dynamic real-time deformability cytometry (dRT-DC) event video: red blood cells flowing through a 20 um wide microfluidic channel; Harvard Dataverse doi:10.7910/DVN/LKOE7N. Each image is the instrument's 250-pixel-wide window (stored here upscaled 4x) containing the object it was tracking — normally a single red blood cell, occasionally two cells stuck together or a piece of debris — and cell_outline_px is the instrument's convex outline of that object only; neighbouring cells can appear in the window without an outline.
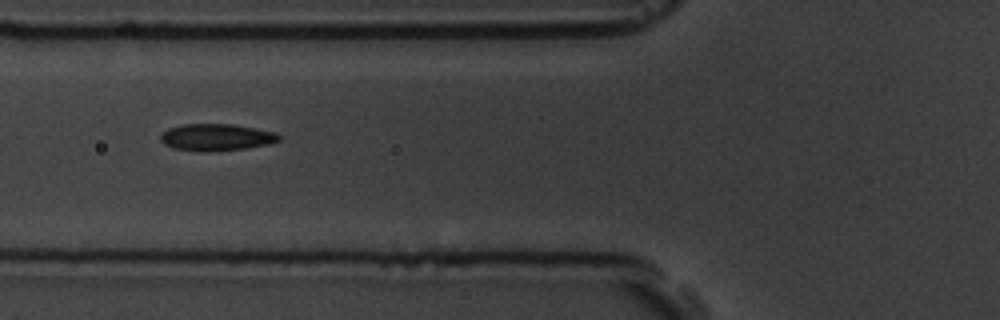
{"species": "common noctule bat (a hibernating species)", "species_latin": "Nyctalus noctula", "temperature_condition": "room temperature", "stored_images_in_passage": 15, "camera_frame_rate_fps": 3000, "um_per_image_px": 0.085, "animal": {"sex": "male", "body_mass_g": 19.5, "forearm_length_mm": 54.6}, "frame": {"image": 1, "passage_image": 5, "time_ms": 5.333, "image_size_px": [1000, 320], "cell_outline_px": [[280, 140], [268, 144], [244, 148], [208, 152], [200, 152], [172, 148], [164, 144], [160, 140], [160, 136], [168, 128], [184, 124], [232, 124], [276, 132], [280, 136]], "centroid_in_image_um": [18.36, 11.67], "position_along_channel_um": 107.4, "area_um2": 18.55}}
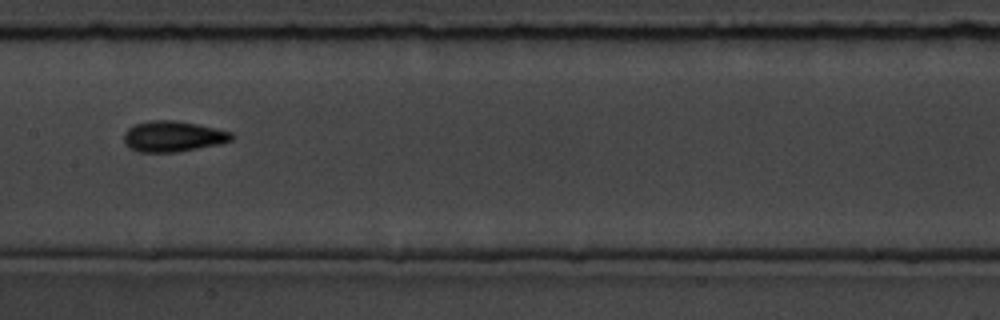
{"frame": {"image": 2, "passage_image": 7, "time_ms": 7.667, "image_size_px": [1000, 320], "cell_outline_px": [[236, 136], [232, 140], [216, 144], [176, 152], [140, 152], [128, 148], [124, 144], [124, 132], [128, 128], [136, 124], [148, 120], [176, 120], [216, 128], [232, 132]], "centroid_in_image_um": [14.67, 11.58], "position_along_channel_um": 192.7, "area_um2": 19.31}, "authors_computed_cell_mechanics": {"area_um2": 17.8602, "velocity_mm_per_s": 3.6409, "shape_relaxation_time_tau1_ms": 6.5054, "shape_relaxation_time_tau2_ms": 4.5817, "deformation_change_tau1": 0.23, "deformation_change_tau2": 0.0984}}